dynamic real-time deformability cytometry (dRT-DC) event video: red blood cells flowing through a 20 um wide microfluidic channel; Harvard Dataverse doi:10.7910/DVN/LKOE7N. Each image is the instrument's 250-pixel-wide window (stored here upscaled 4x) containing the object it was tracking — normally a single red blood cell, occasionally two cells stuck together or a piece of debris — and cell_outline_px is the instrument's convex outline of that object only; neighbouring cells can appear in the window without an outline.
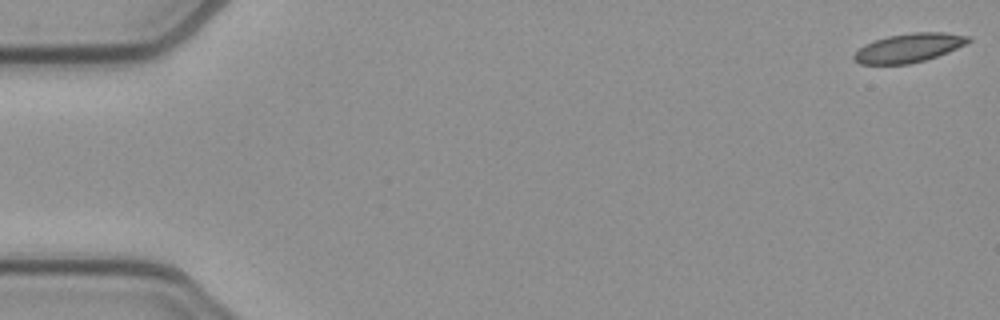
{"species": "common noctule bat (a hibernating species)", "species_latin": "Nyctalus noctula", "temperature_condition": "cold", "stored_images_in_passage": 53, "camera_frame_rate_fps": 3000, "um_per_image_px": 0.085, "animal": {"sex": "female", "body_mass_g": 21.9}, "frame": {"image": 1, "passage_image": 1, "time_ms": 0.0, "image_size_px": [1000, 320], "cell_outline_px": [[972, 40], [968, 44], [948, 52], [924, 60], [908, 64], [860, 64], [852, 56], [864, 44], [888, 36], [912, 32], [944, 32], [972, 36]], "centroid_in_image_um": [77.31, 4.05], "position_along_channel_um": 7.7, "area_um2": 19.25}}
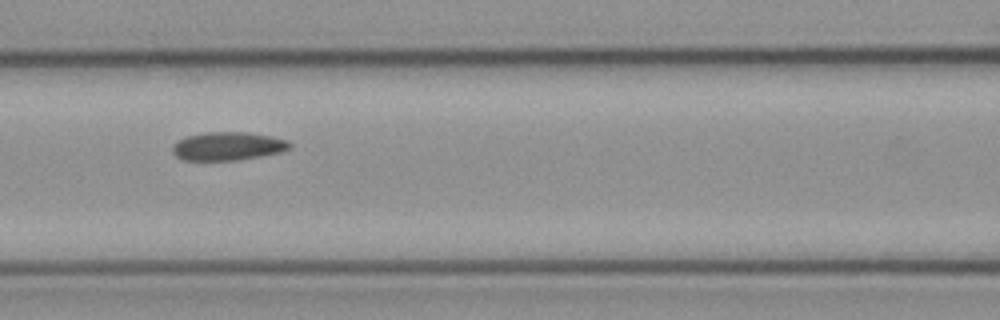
{"frame": {"image": 2, "passage_image": 23, "time_ms": 7.333, "image_size_px": [1000, 320], "cell_outline_px": [[292, 148], [280, 152], [260, 156], [236, 160], [184, 160], [176, 156], [172, 152], [172, 148], [180, 140], [188, 136], [208, 132], [244, 132], [268, 136], [288, 140], [292, 144]], "centroid_in_image_um": [19.4, 12.43], "position_along_channel_um": 147.2, "area_um2": 19.07}}
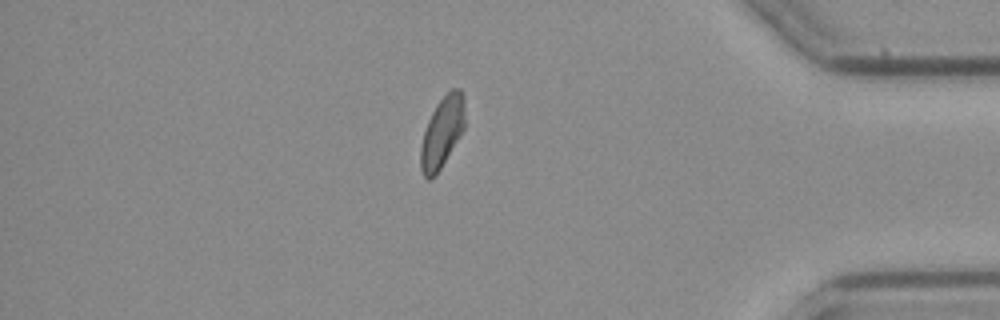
{"frame": {"image": 3, "passage_image": 45, "time_ms": 14.667, "image_size_px": [1000, 320], "cell_outline_px": [[464, 128], [440, 168], [428, 180], [424, 176], [420, 168], [420, 144], [428, 120], [436, 104], [452, 88], [460, 88], [464, 96]], "centroid_in_image_um": [37.56, 11.2], "position_along_channel_um": 397.6, "area_um2": 17.92}, "authors_computed_cell_mechanics": {"area_um2": 19.4786, "velocity_mm_per_s": 3.8922, "shape_relaxation_time_tau1_ms": null, "shape_relaxation_time_tau2_ms": 5.7827, "deformation_change_tau1": null, "deformation_change_tau2": 0.101}}